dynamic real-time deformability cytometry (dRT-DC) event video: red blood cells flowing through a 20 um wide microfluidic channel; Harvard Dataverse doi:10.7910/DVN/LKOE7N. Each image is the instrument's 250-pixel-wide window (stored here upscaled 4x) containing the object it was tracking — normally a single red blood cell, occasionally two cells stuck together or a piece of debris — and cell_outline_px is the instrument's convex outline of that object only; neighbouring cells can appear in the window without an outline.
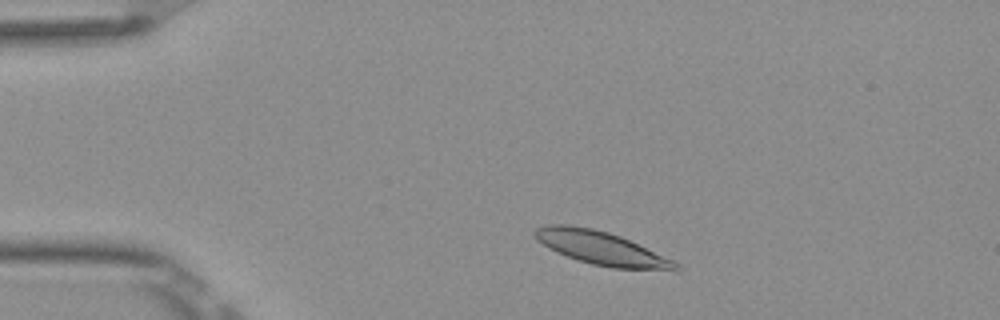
{"species": "Egyptian fruit bat (a non-hibernating species)", "species_latin": "Rousettus aegyptiacus", "temperature_condition": "room temperature", "stored_images_in_passage": 47, "camera_frame_rate_fps": 3000, "um_per_image_px": 0.085, "frame": {"image": 1, "passage_image": 5, "time_ms": 1.333, "image_size_px": [1000, 320], "cell_outline_px": [[680, 272], [676, 272], [612, 268], [592, 264], [556, 252], [536, 240], [532, 232], [536, 228], [548, 224], [568, 224], [592, 228], [608, 232], [620, 236], [672, 260], [680, 264]], "centroid_in_image_um": [51.15, 21.11], "position_along_channel_um": 33.9, "area_um2": 27.63}}
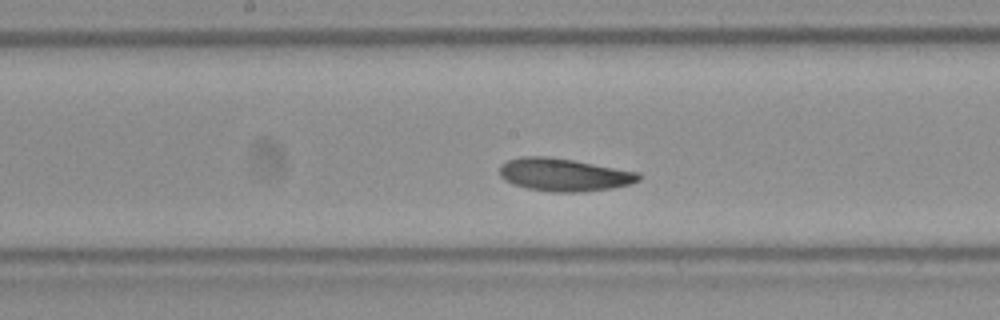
{"frame": {"image": 2, "passage_image": 22, "time_ms": 7.0, "image_size_px": [1000, 320], "cell_outline_px": [[640, 180], [632, 184], [612, 188], [580, 192], [552, 192], [528, 188], [512, 184], [504, 180], [500, 176], [500, 164], [508, 160], [520, 156], [548, 156], [572, 160], [640, 172]], "centroid_in_image_um": [47.93, 14.85], "position_along_channel_um": 200.3, "area_um2": 26.7}}
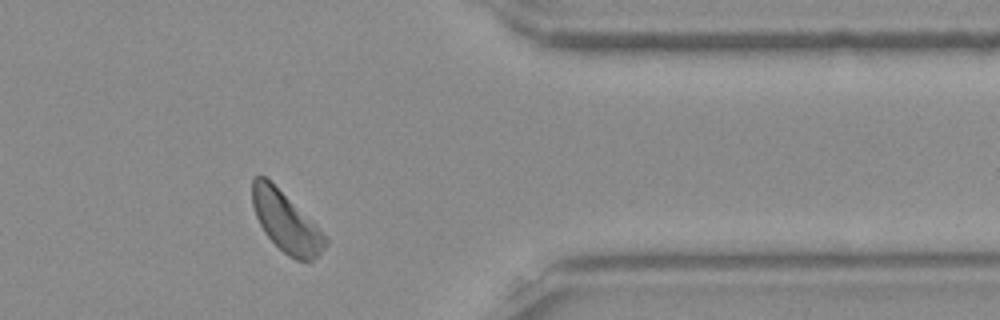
{"frame": {"image": 3, "passage_image": 38, "time_ms": 12.333, "image_size_px": [1000, 320], "cell_outline_px": [[328, 244], [312, 260], [296, 260], [288, 256], [264, 232], [256, 216], [252, 204], [252, 180], [256, 176], [264, 176], [316, 224], [320, 228], [328, 240]], "centroid_in_image_um": [24.31, 18.88], "position_along_channel_um": 387.1, "area_um2": 24.91}, "authors_computed_cell_mechanics": {"area_um2": 26.3568, "velocity_mm_per_s": 3.8017, "shape_relaxation_time_tau1_ms": 2.1853, "shape_relaxation_time_tau2_ms": 2.2056, "deformation_change_tau1": 0.0967, "deformation_change_tau2": 0.0717}}